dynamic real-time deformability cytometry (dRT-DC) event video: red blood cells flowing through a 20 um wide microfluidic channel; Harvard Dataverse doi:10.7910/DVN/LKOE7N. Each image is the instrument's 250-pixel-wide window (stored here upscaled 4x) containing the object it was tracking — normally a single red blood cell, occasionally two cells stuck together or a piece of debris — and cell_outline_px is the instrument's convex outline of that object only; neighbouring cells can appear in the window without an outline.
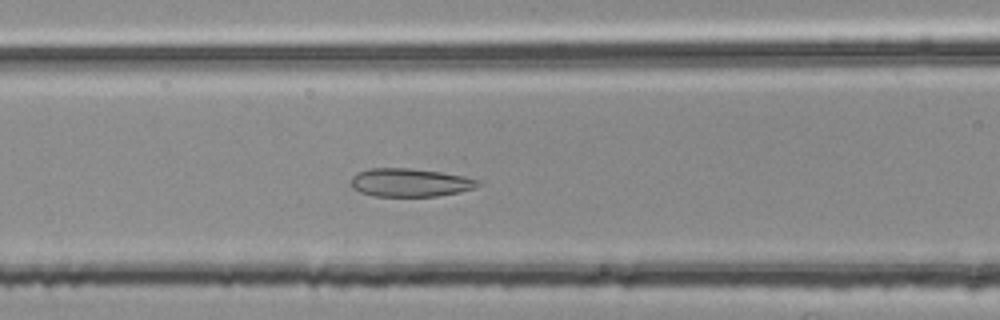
{"species": "common noctule bat (a hibernating species)", "species_latin": "Nyctalus noctula", "temperature_condition": "room temperature", "stored_images_in_passage": 50, "camera_frame_rate_fps": 3000, "um_per_image_px": 0.085, "animal": {"sex": "female", "body_mass_g": 25.1}, "frame": {"image": 1, "passage_image": 21, "time_ms": 6.667, "image_size_px": [1000, 320], "cell_outline_px": [[480, 184], [472, 188], [460, 192], [436, 196], [372, 196], [360, 192], [352, 188], [352, 176], [360, 172], [372, 168], [408, 168], [440, 172], [464, 176], [480, 180]], "centroid_in_image_um": [34.85, 15.52], "position_along_channel_um": 131.7, "area_um2": 20.75}}
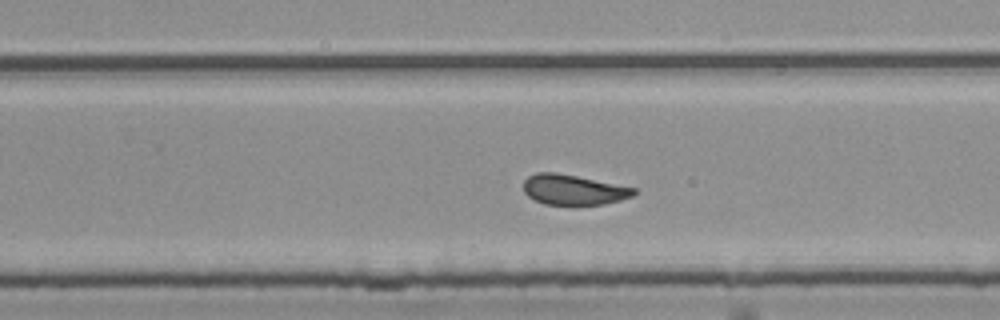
{"frame": {"image": 2, "passage_image": 33, "time_ms": 10.667, "image_size_px": [1000, 320], "cell_outline_px": [[636, 192], [632, 196], [620, 200], [604, 204], [576, 208], [544, 204], [528, 196], [524, 192], [524, 180], [528, 176], [536, 172], [556, 172], [636, 188]], "centroid_in_image_um": [48.72, 16.17], "position_along_channel_um": 281.1, "area_um2": 20.06}}
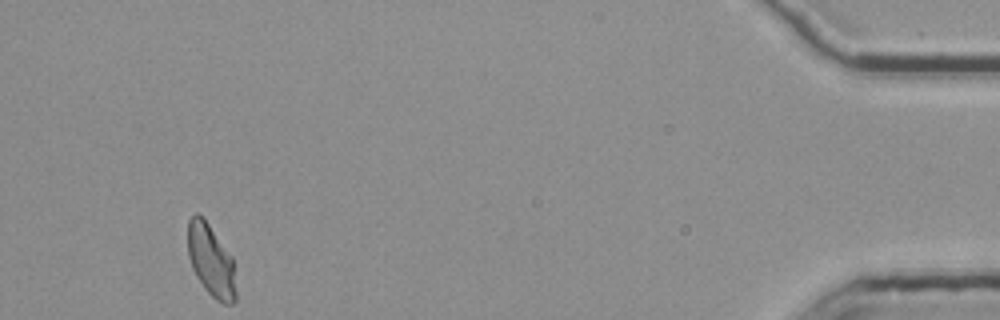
{"frame": {"image": 3, "passage_image": 50, "time_ms": 16.333, "image_size_px": [1000, 320], "cell_outline_px": [[236, 300], [232, 304], [224, 304], [216, 300], [204, 288], [196, 276], [192, 268], [188, 256], [188, 220], [196, 212], [204, 216], [232, 256], [236, 292]], "centroid_in_image_um": [17.93, 22.13], "position_along_channel_um": 417.3, "area_um2": 20.46}, "authors_computed_cell_mechanics": {"area_um2": 20.7213, "velocity_mm_per_s": 3.7517, "shape_relaxation_time_tau1_ms": 5.7291, "shape_relaxation_time_tau2_ms": 1.7838, "deformation_change_tau1": 0.1344, "deformation_change_tau2": 0.0778}}